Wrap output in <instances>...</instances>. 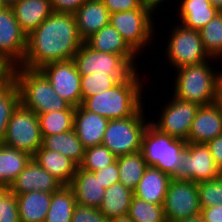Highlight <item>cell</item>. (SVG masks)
<instances>
[{
  "label": "cell",
  "mask_w": 222,
  "mask_h": 222,
  "mask_svg": "<svg viewBox=\"0 0 222 222\" xmlns=\"http://www.w3.org/2000/svg\"><path fill=\"white\" fill-rule=\"evenodd\" d=\"M83 43L74 14L53 12L27 35L20 66L41 69L52 62L73 59Z\"/></svg>",
  "instance_id": "6da1fadb"
},
{
  "label": "cell",
  "mask_w": 222,
  "mask_h": 222,
  "mask_svg": "<svg viewBox=\"0 0 222 222\" xmlns=\"http://www.w3.org/2000/svg\"><path fill=\"white\" fill-rule=\"evenodd\" d=\"M143 74L145 73L136 69L127 79L119 81L107 91L86 98L81 105L109 120L133 116L145 104V95H148L145 90H153L156 87L155 83L152 84L148 80V75Z\"/></svg>",
  "instance_id": "7a4b0ae2"
},
{
  "label": "cell",
  "mask_w": 222,
  "mask_h": 222,
  "mask_svg": "<svg viewBox=\"0 0 222 222\" xmlns=\"http://www.w3.org/2000/svg\"><path fill=\"white\" fill-rule=\"evenodd\" d=\"M215 62V63H214ZM218 59L210 58L196 65H187L176 70L173 78L171 94L185 101L207 106L218 101V91L222 85L221 71L213 64ZM173 90V91H172Z\"/></svg>",
  "instance_id": "3957f363"
},
{
  "label": "cell",
  "mask_w": 222,
  "mask_h": 222,
  "mask_svg": "<svg viewBox=\"0 0 222 222\" xmlns=\"http://www.w3.org/2000/svg\"><path fill=\"white\" fill-rule=\"evenodd\" d=\"M11 76L18 86L20 104L26 109L36 114L76 109L57 94L40 69L17 66L11 69Z\"/></svg>",
  "instance_id": "277c9868"
},
{
  "label": "cell",
  "mask_w": 222,
  "mask_h": 222,
  "mask_svg": "<svg viewBox=\"0 0 222 222\" xmlns=\"http://www.w3.org/2000/svg\"><path fill=\"white\" fill-rule=\"evenodd\" d=\"M155 15L147 8H136L130 11H120L110 14L109 23L122 35L126 42L141 56L151 51H157L158 34L155 27ZM156 31V32H155ZM155 36V37H154ZM155 38V39H154ZM153 45V46H152ZM156 47V49L154 48ZM147 47V48H146ZM149 47V48H148ZM147 49V50H146ZM147 52H146V51ZM149 50V51H148ZM144 51V52H143Z\"/></svg>",
  "instance_id": "5b68a950"
},
{
  "label": "cell",
  "mask_w": 222,
  "mask_h": 222,
  "mask_svg": "<svg viewBox=\"0 0 222 222\" xmlns=\"http://www.w3.org/2000/svg\"><path fill=\"white\" fill-rule=\"evenodd\" d=\"M187 142L159 132L150 123L141 141L140 152L147 166H154L171 177L176 173Z\"/></svg>",
  "instance_id": "8992f818"
},
{
  "label": "cell",
  "mask_w": 222,
  "mask_h": 222,
  "mask_svg": "<svg viewBox=\"0 0 222 222\" xmlns=\"http://www.w3.org/2000/svg\"><path fill=\"white\" fill-rule=\"evenodd\" d=\"M167 33L165 49L162 48L165 63L174 71L187 65H196L208 61L209 55L202 45L200 31L184 27L174 22ZM170 34V35H169Z\"/></svg>",
  "instance_id": "52a82bcc"
},
{
  "label": "cell",
  "mask_w": 222,
  "mask_h": 222,
  "mask_svg": "<svg viewBox=\"0 0 222 222\" xmlns=\"http://www.w3.org/2000/svg\"><path fill=\"white\" fill-rule=\"evenodd\" d=\"M145 105L133 116L109 120L102 145L116 157L140 151L143 133L150 123L144 115L147 112Z\"/></svg>",
  "instance_id": "ba28073f"
},
{
  "label": "cell",
  "mask_w": 222,
  "mask_h": 222,
  "mask_svg": "<svg viewBox=\"0 0 222 222\" xmlns=\"http://www.w3.org/2000/svg\"><path fill=\"white\" fill-rule=\"evenodd\" d=\"M42 139L37 114L19 104L9 119L2 144L33 156L42 146Z\"/></svg>",
  "instance_id": "9c48e42d"
},
{
  "label": "cell",
  "mask_w": 222,
  "mask_h": 222,
  "mask_svg": "<svg viewBox=\"0 0 222 222\" xmlns=\"http://www.w3.org/2000/svg\"><path fill=\"white\" fill-rule=\"evenodd\" d=\"M164 106H160L159 116L150 119V124L159 132L187 142L190 128L200 105L182 100L170 94ZM157 118V119H156ZM157 120V121H156Z\"/></svg>",
  "instance_id": "30bf717a"
},
{
  "label": "cell",
  "mask_w": 222,
  "mask_h": 222,
  "mask_svg": "<svg viewBox=\"0 0 222 222\" xmlns=\"http://www.w3.org/2000/svg\"><path fill=\"white\" fill-rule=\"evenodd\" d=\"M73 60L80 75L107 73L122 81L136 70L124 56L93 50L85 42L76 52Z\"/></svg>",
  "instance_id": "8fae6325"
},
{
  "label": "cell",
  "mask_w": 222,
  "mask_h": 222,
  "mask_svg": "<svg viewBox=\"0 0 222 222\" xmlns=\"http://www.w3.org/2000/svg\"><path fill=\"white\" fill-rule=\"evenodd\" d=\"M163 208L167 222L200 215L201 207L197 183L191 180L172 178L165 195Z\"/></svg>",
  "instance_id": "7c38bea8"
},
{
  "label": "cell",
  "mask_w": 222,
  "mask_h": 222,
  "mask_svg": "<svg viewBox=\"0 0 222 222\" xmlns=\"http://www.w3.org/2000/svg\"><path fill=\"white\" fill-rule=\"evenodd\" d=\"M220 176L208 146L204 143L187 142L183 157L176 173L172 178L176 180H191L202 182Z\"/></svg>",
  "instance_id": "4fadbf2b"
},
{
  "label": "cell",
  "mask_w": 222,
  "mask_h": 222,
  "mask_svg": "<svg viewBox=\"0 0 222 222\" xmlns=\"http://www.w3.org/2000/svg\"><path fill=\"white\" fill-rule=\"evenodd\" d=\"M27 46V34L18 24L11 7L0 10V62L10 69L20 66Z\"/></svg>",
  "instance_id": "5bb4252c"
},
{
  "label": "cell",
  "mask_w": 222,
  "mask_h": 222,
  "mask_svg": "<svg viewBox=\"0 0 222 222\" xmlns=\"http://www.w3.org/2000/svg\"><path fill=\"white\" fill-rule=\"evenodd\" d=\"M40 70L61 98L74 107L82 104L81 75L73 59L52 62L44 65Z\"/></svg>",
  "instance_id": "9a60e30c"
},
{
  "label": "cell",
  "mask_w": 222,
  "mask_h": 222,
  "mask_svg": "<svg viewBox=\"0 0 222 222\" xmlns=\"http://www.w3.org/2000/svg\"><path fill=\"white\" fill-rule=\"evenodd\" d=\"M63 184L43 169L33 158L27 163L18 177L9 186L14 195L31 191L53 193L58 191Z\"/></svg>",
  "instance_id": "2e32d148"
},
{
  "label": "cell",
  "mask_w": 222,
  "mask_h": 222,
  "mask_svg": "<svg viewBox=\"0 0 222 222\" xmlns=\"http://www.w3.org/2000/svg\"><path fill=\"white\" fill-rule=\"evenodd\" d=\"M221 134V105L216 102L207 106H200L192 122L187 142L206 144Z\"/></svg>",
  "instance_id": "e0dca14e"
},
{
  "label": "cell",
  "mask_w": 222,
  "mask_h": 222,
  "mask_svg": "<svg viewBox=\"0 0 222 222\" xmlns=\"http://www.w3.org/2000/svg\"><path fill=\"white\" fill-rule=\"evenodd\" d=\"M85 43L93 50L124 56L136 69H140L138 61L141 56L110 23L89 37Z\"/></svg>",
  "instance_id": "ac0fdd59"
},
{
  "label": "cell",
  "mask_w": 222,
  "mask_h": 222,
  "mask_svg": "<svg viewBox=\"0 0 222 222\" xmlns=\"http://www.w3.org/2000/svg\"><path fill=\"white\" fill-rule=\"evenodd\" d=\"M108 122L109 119L80 105L75 109L73 129L86 149L102 144Z\"/></svg>",
  "instance_id": "d6986e66"
},
{
  "label": "cell",
  "mask_w": 222,
  "mask_h": 222,
  "mask_svg": "<svg viewBox=\"0 0 222 222\" xmlns=\"http://www.w3.org/2000/svg\"><path fill=\"white\" fill-rule=\"evenodd\" d=\"M68 186L73 190L78 205L97 209L100 207L106 188L93 172L78 166Z\"/></svg>",
  "instance_id": "ffe728a7"
},
{
  "label": "cell",
  "mask_w": 222,
  "mask_h": 222,
  "mask_svg": "<svg viewBox=\"0 0 222 222\" xmlns=\"http://www.w3.org/2000/svg\"><path fill=\"white\" fill-rule=\"evenodd\" d=\"M74 16L79 35L84 42L109 24L110 19V13L101 0H87Z\"/></svg>",
  "instance_id": "44dd1931"
},
{
  "label": "cell",
  "mask_w": 222,
  "mask_h": 222,
  "mask_svg": "<svg viewBox=\"0 0 222 222\" xmlns=\"http://www.w3.org/2000/svg\"><path fill=\"white\" fill-rule=\"evenodd\" d=\"M179 1V3L177 2ZM178 19L176 22L184 27L200 30L209 23L219 12L209 0H176Z\"/></svg>",
  "instance_id": "7402d4cb"
},
{
  "label": "cell",
  "mask_w": 222,
  "mask_h": 222,
  "mask_svg": "<svg viewBox=\"0 0 222 222\" xmlns=\"http://www.w3.org/2000/svg\"><path fill=\"white\" fill-rule=\"evenodd\" d=\"M172 177L154 166H147L143 177L138 182L134 196L146 202L163 205Z\"/></svg>",
  "instance_id": "603a6c76"
},
{
  "label": "cell",
  "mask_w": 222,
  "mask_h": 222,
  "mask_svg": "<svg viewBox=\"0 0 222 222\" xmlns=\"http://www.w3.org/2000/svg\"><path fill=\"white\" fill-rule=\"evenodd\" d=\"M12 10L27 35L53 13L50 0H18Z\"/></svg>",
  "instance_id": "cb8c5ba5"
},
{
  "label": "cell",
  "mask_w": 222,
  "mask_h": 222,
  "mask_svg": "<svg viewBox=\"0 0 222 222\" xmlns=\"http://www.w3.org/2000/svg\"><path fill=\"white\" fill-rule=\"evenodd\" d=\"M32 158L63 185H69L76 173L77 165L67 156L41 146Z\"/></svg>",
  "instance_id": "d4e9b609"
},
{
  "label": "cell",
  "mask_w": 222,
  "mask_h": 222,
  "mask_svg": "<svg viewBox=\"0 0 222 222\" xmlns=\"http://www.w3.org/2000/svg\"><path fill=\"white\" fill-rule=\"evenodd\" d=\"M20 222H44L52 200V193L31 191L16 195Z\"/></svg>",
  "instance_id": "484cf974"
},
{
  "label": "cell",
  "mask_w": 222,
  "mask_h": 222,
  "mask_svg": "<svg viewBox=\"0 0 222 222\" xmlns=\"http://www.w3.org/2000/svg\"><path fill=\"white\" fill-rule=\"evenodd\" d=\"M42 138V146L45 149L69 157L77 166L82 164L85 148L74 129L55 135L42 136Z\"/></svg>",
  "instance_id": "4316f807"
},
{
  "label": "cell",
  "mask_w": 222,
  "mask_h": 222,
  "mask_svg": "<svg viewBox=\"0 0 222 222\" xmlns=\"http://www.w3.org/2000/svg\"><path fill=\"white\" fill-rule=\"evenodd\" d=\"M134 193L117 182L105 189L102 203L98 208L108 219L128 214Z\"/></svg>",
  "instance_id": "83f0119b"
},
{
  "label": "cell",
  "mask_w": 222,
  "mask_h": 222,
  "mask_svg": "<svg viewBox=\"0 0 222 222\" xmlns=\"http://www.w3.org/2000/svg\"><path fill=\"white\" fill-rule=\"evenodd\" d=\"M31 159L26 152L0 144V185L9 187Z\"/></svg>",
  "instance_id": "f1b7e54d"
},
{
  "label": "cell",
  "mask_w": 222,
  "mask_h": 222,
  "mask_svg": "<svg viewBox=\"0 0 222 222\" xmlns=\"http://www.w3.org/2000/svg\"><path fill=\"white\" fill-rule=\"evenodd\" d=\"M116 160L119 169V182L134 192L147 167L144 157L140 151H137L117 157Z\"/></svg>",
  "instance_id": "f546056e"
},
{
  "label": "cell",
  "mask_w": 222,
  "mask_h": 222,
  "mask_svg": "<svg viewBox=\"0 0 222 222\" xmlns=\"http://www.w3.org/2000/svg\"><path fill=\"white\" fill-rule=\"evenodd\" d=\"M76 205L73 190L68 185H63L52 193L51 204L44 222H71Z\"/></svg>",
  "instance_id": "4dcf8cb0"
},
{
  "label": "cell",
  "mask_w": 222,
  "mask_h": 222,
  "mask_svg": "<svg viewBox=\"0 0 222 222\" xmlns=\"http://www.w3.org/2000/svg\"><path fill=\"white\" fill-rule=\"evenodd\" d=\"M20 104V94L15 80L10 76L0 86V144L6 135L7 125L12 112Z\"/></svg>",
  "instance_id": "1f68e13d"
},
{
  "label": "cell",
  "mask_w": 222,
  "mask_h": 222,
  "mask_svg": "<svg viewBox=\"0 0 222 222\" xmlns=\"http://www.w3.org/2000/svg\"><path fill=\"white\" fill-rule=\"evenodd\" d=\"M75 110L51 111L37 114L41 135L49 136L73 129Z\"/></svg>",
  "instance_id": "d6a6232c"
},
{
  "label": "cell",
  "mask_w": 222,
  "mask_h": 222,
  "mask_svg": "<svg viewBox=\"0 0 222 222\" xmlns=\"http://www.w3.org/2000/svg\"><path fill=\"white\" fill-rule=\"evenodd\" d=\"M200 31L202 45L210 58L222 57V12L207 23Z\"/></svg>",
  "instance_id": "836d02e7"
},
{
  "label": "cell",
  "mask_w": 222,
  "mask_h": 222,
  "mask_svg": "<svg viewBox=\"0 0 222 222\" xmlns=\"http://www.w3.org/2000/svg\"><path fill=\"white\" fill-rule=\"evenodd\" d=\"M128 215L134 222H167L163 205L146 202L134 195Z\"/></svg>",
  "instance_id": "e575fe53"
},
{
  "label": "cell",
  "mask_w": 222,
  "mask_h": 222,
  "mask_svg": "<svg viewBox=\"0 0 222 222\" xmlns=\"http://www.w3.org/2000/svg\"><path fill=\"white\" fill-rule=\"evenodd\" d=\"M118 82L114 76L107 73L95 72L88 75H81L82 102L88 97L111 89Z\"/></svg>",
  "instance_id": "d590c367"
},
{
  "label": "cell",
  "mask_w": 222,
  "mask_h": 222,
  "mask_svg": "<svg viewBox=\"0 0 222 222\" xmlns=\"http://www.w3.org/2000/svg\"><path fill=\"white\" fill-rule=\"evenodd\" d=\"M116 156L104 145H96L85 149L84 159L80 167L93 172L105 168L116 161Z\"/></svg>",
  "instance_id": "8d00e7d4"
},
{
  "label": "cell",
  "mask_w": 222,
  "mask_h": 222,
  "mask_svg": "<svg viewBox=\"0 0 222 222\" xmlns=\"http://www.w3.org/2000/svg\"><path fill=\"white\" fill-rule=\"evenodd\" d=\"M201 208L222 204V178L197 183Z\"/></svg>",
  "instance_id": "74e56055"
},
{
  "label": "cell",
  "mask_w": 222,
  "mask_h": 222,
  "mask_svg": "<svg viewBox=\"0 0 222 222\" xmlns=\"http://www.w3.org/2000/svg\"><path fill=\"white\" fill-rule=\"evenodd\" d=\"M71 222H109V219L97 208L77 204Z\"/></svg>",
  "instance_id": "f35d334b"
},
{
  "label": "cell",
  "mask_w": 222,
  "mask_h": 222,
  "mask_svg": "<svg viewBox=\"0 0 222 222\" xmlns=\"http://www.w3.org/2000/svg\"><path fill=\"white\" fill-rule=\"evenodd\" d=\"M0 222H20L16 195L10 193L1 203Z\"/></svg>",
  "instance_id": "ab89813d"
},
{
  "label": "cell",
  "mask_w": 222,
  "mask_h": 222,
  "mask_svg": "<svg viewBox=\"0 0 222 222\" xmlns=\"http://www.w3.org/2000/svg\"><path fill=\"white\" fill-rule=\"evenodd\" d=\"M93 173L104 188H108L112 184L119 182V169L117 160L105 168L93 171Z\"/></svg>",
  "instance_id": "60d3db41"
},
{
  "label": "cell",
  "mask_w": 222,
  "mask_h": 222,
  "mask_svg": "<svg viewBox=\"0 0 222 222\" xmlns=\"http://www.w3.org/2000/svg\"><path fill=\"white\" fill-rule=\"evenodd\" d=\"M109 13L130 11L136 8H145L141 6L139 0H101Z\"/></svg>",
  "instance_id": "b9f144b4"
},
{
  "label": "cell",
  "mask_w": 222,
  "mask_h": 222,
  "mask_svg": "<svg viewBox=\"0 0 222 222\" xmlns=\"http://www.w3.org/2000/svg\"><path fill=\"white\" fill-rule=\"evenodd\" d=\"M87 0H50L53 12L74 14Z\"/></svg>",
  "instance_id": "7bdbcfd3"
},
{
  "label": "cell",
  "mask_w": 222,
  "mask_h": 222,
  "mask_svg": "<svg viewBox=\"0 0 222 222\" xmlns=\"http://www.w3.org/2000/svg\"><path fill=\"white\" fill-rule=\"evenodd\" d=\"M211 155L219 171L222 170V134L207 142Z\"/></svg>",
  "instance_id": "ee69618b"
},
{
  "label": "cell",
  "mask_w": 222,
  "mask_h": 222,
  "mask_svg": "<svg viewBox=\"0 0 222 222\" xmlns=\"http://www.w3.org/2000/svg\"><path fill=\"white\" fill-rule=\"evenodd\" d=\"M200 215L204 222H222V204L201 208Z\"/></svg>",
  "instance_id": "f6af8a7d"
},
{
  "label": "cell",
  "mask_w": 222,
  "mask_h": 222,
  "mask_svg": "<svg viewBox=\"0 0 222 222\" xmlns=\"http://www.w3.org/2000/svg\"><path fill=\"white\" fill-rule=\"evenodd\" d=\"M139 1L142 7L149 9L155 15V17H157L160 15L158 11L165 8L163 7L164 3L170 4V2L173 3L174 0H171V1L170 0H139Z\"/></svg>",
  "instance_id": "bcb514c9"
},
{
  "label": "cell",
  "mask_w": 222,
  "mask_h": 222,
  "mask_svg": "<svg viewBox=\"0 0 222 222\" xmlns=\"http://www.w3.org/2000/svg\"><path fill=\"white\" fill-rule=\"evenodd\" d=\"M11 76V69L0 62V86Z\"/></svg>",
  "instance_id": "7dc6e473"
},
{
  "label": "cell",
  "mask_w": 222,
  "mask_h": 222,
  "mask_svg": "<svg viewBox=\"0 0 222 222\" xmlns=\"http://www.w3.org/2000/svg\"><path fill=\"white\" fill-rule=\"evenodd\" d=\"M10 188L5 185H0V211L2 201L10 194Z\"/></svg>",
  "instance_id": "c3c4849f"
},
{
  "label": "cell",
  "mask_w": 222,
  "mask_h": 222,
  "mask_svg": "<svg viewBox=\"0 0 222 222\" xmlns=\"http://www.w3.org/2000/svg\"><path fill=\"white\" fill-rule=\"evenodd\" d=\"M109 222H134L128 214L109 219Z\"/></svg>",
  "instance_id": "681fc988"
},
{
  "label": "cell",
  "mask_w": 222,
  "mask_h": 222,
  "mask_svg": "<svg viewBox=\"0 0 222 222\" xmlns=\"http://www.w3.org/2000/svg\"><path fill=\"white\" fill-rule=\"evenodd\" d=\"M174 222H204V219L201 215H197L194 217H190L187 219H182V220H178V221H174Z\"/></svg>",
  "instance_id": "f907efd6"
},
{
  "label": "cell",
  "mask_w": 222,
  "mask_h": 222,
  "mask_svg": "<svg viewBox=\"0 0 222 222\" xmlns=\"http://www.w3.org/2000/svg\"><path fill=\"white\" fill-rule=\"evenodd\" d=\"M209 1L219 12H222V0H209Z\"/></svg>",
  "instance_id": "816d5d0a"
},
{
  "label": "cell",
  "mask_w": 222,
  "mask_h": 222,
  "mask_svg": "<svg viewBox=\"0 0 222 222\" xmlns=\"http://www.w3.org/2000/svg\"><path fill=\"white\" fill-rule=\"evenodd\" d=\"M18 0H2L6 7H13Z\"/></svg>",
  "instance_id": "f5cc1de1"
},
{
  "label": "cell",
  "mask_w": 222,
  "mask_h": 222,
  "mask_svg": "<svg viewBox=\"0 0 222 222\" xmlns=\"http://www.w3.org/2000/svg\"><path fill=\"white\" fill-rule=\"evenodd\" d=\"M221 107H222V85L220 86L219 88V91H218V101H217Z\"/></svg>",
  "instance_id": "db71d44e"
},
{
  "label": "cell",
  "mask_w": 222,
  "mask_h": 222,
  "mask_svg": "<svg viewBox=\"0 0 222 222\" xmlns=\"http://www.w3.org/2000/svg\"><path fill=\"white\" fill-rule=\"evenodd\" d=\"M6 6L4 5V3L2 2V0H0V10H3Z\"/></svg>",
  "instance_id": "11a10c76"
},
{
  "label": "cell",
  "mask_w": 222,
  "mask_h": 222,
  "mask_svg": "<svg viewBox=\"0 0 222 222\" xmlns=\"http://www.w3.org/2000/svg\"><path fill=\"white\" fill-rule=\"evenodd\" d=\"M219 61H220V63H221L222 57H221V59H220ZM221 64H222V63H221ZM221 67H222V65H221ZM219 69H220V71H221V77H222V68L219 67Z\"/></svg>",
  "instance_id": "9f6ffc18"
}]
</instances>
